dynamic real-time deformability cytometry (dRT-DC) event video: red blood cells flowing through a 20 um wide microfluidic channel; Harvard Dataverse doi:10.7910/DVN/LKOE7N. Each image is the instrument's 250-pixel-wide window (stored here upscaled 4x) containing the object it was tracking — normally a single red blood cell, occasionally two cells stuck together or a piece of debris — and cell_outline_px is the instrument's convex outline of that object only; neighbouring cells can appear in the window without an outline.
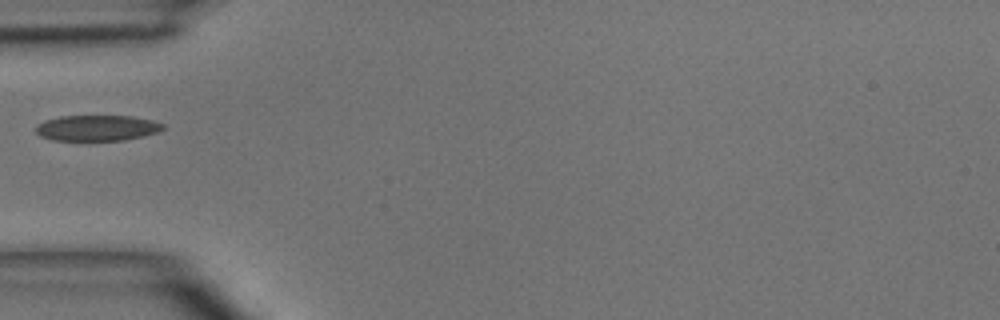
{"species": "common noctule bat (a hibernating species)", "species_latin": "Nyctalus noctula", "temperature_condition": "room temperature", "stored_images_in_passage": 2, "camera_frame_rate_fps": 3000, "um_per_image_px": 0.085, "animal": {"sex": "male", "body_mass_g": 15.6}, "frame": {"image": 1, "passage_image": 1, "time_ms": 0.0, "image_size_px": [1000, 320], "cell_outline_px": [[164, 128], [156, 132], [144, 136], [124, 140], [88, 144], [52, 140], [40, 136], [36, 132], [36, 124], [44, 120], [60, 116], [132, 116], [152, 120], [164, 124]], "centroid_in_image_um": [8.18, 10.93], "position_along_channel_um": 76.8, "area_um2": 20.11}}
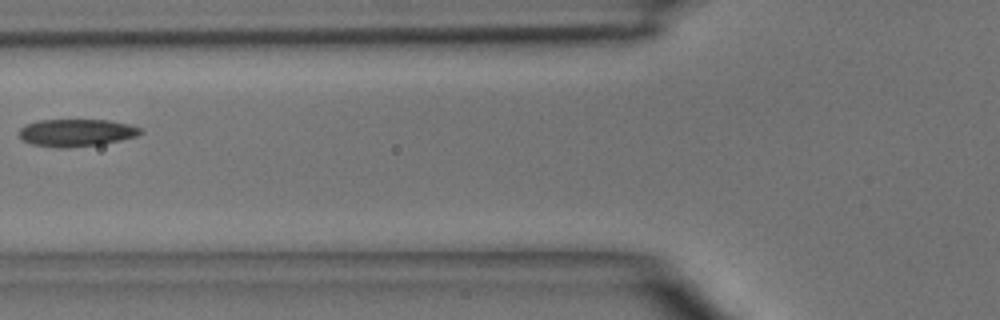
{"frame": {"image": 2, "passage_image": 2, "time_ms": 1.0, "image_size_px": [1000, 320], "cell_outline_px": [[144, 132], [136, 136], [120, 140], [100, 144], [68, 148], [56, 148], [32, 144], [20, 140], [20, 128], [28, 124], [40, 120], [108, 120], [128, 124], [140, 128]], "centroid_in_image_um": [6.47, 11.29], "position_along_channel_um": 119.3, "area_um2": 19.31}}